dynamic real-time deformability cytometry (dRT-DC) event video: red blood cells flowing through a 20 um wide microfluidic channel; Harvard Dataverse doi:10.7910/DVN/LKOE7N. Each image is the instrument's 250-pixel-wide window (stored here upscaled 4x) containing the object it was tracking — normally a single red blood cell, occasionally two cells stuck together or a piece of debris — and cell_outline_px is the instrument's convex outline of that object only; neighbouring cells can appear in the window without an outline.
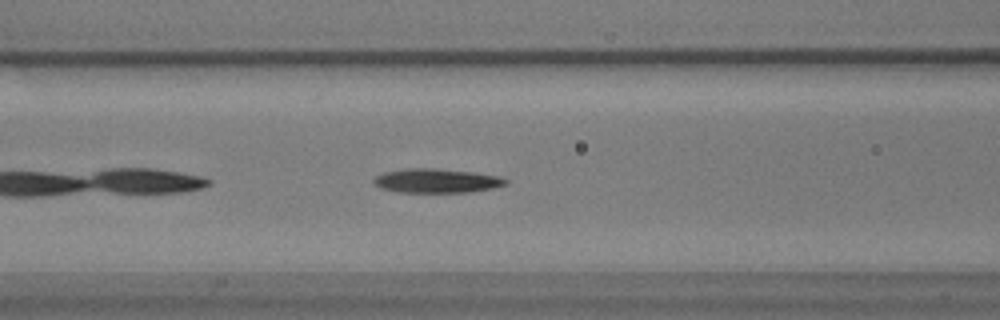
{"species": "common noctule bat (a hibernating species)", "species_latin": "Nyctalus noctula", "temperature_condition": "warm", "stored_images_in_passage": 40, "camera_frame_rate_fps": 3000, "um_per_image_px": 0.085, "animal": {"sex": "male", "body_mass_g": 17.9}, "frame": {"image": 1, "passage_image": 7, "time_ms": 2.0, "image_size_px": [1000, 320], "cell_outline_px": [[508, 184], [492, 188], [468, 192], [400, 192], [380, 188], [372, 180], [376, 176], [384, 172], [404, 168], [436, 168], [472, 172], [504, 176], [508, 180]], "centroid_in_image_um": [37.14, 15.35], "position_along_channel_um": 129.5, "area_um2": 18.67}}
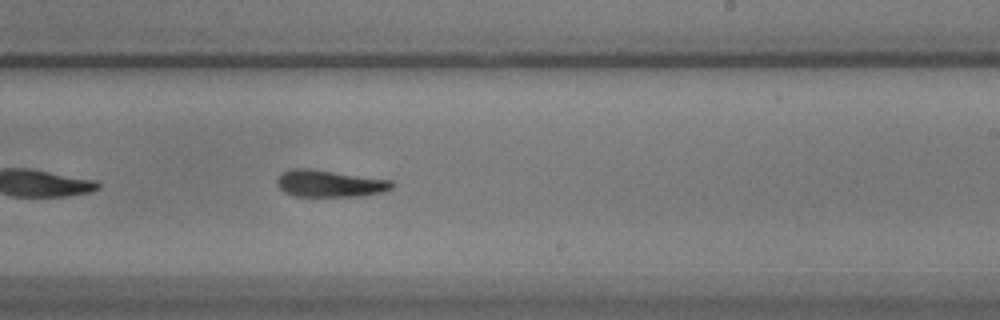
{"frame": {"image": 2, "passage_image": 18, "time_ms": 5.667, "image_size_px": [1000, 320], "cell_outline_px": [[392, 188], [380, 192], [360, 196], [292, 196], [284, 192], [276, 184], [276, 180], [284, 172], [292, 168], [312, 168], [392, 180]], "centroid_in_image_um": [27.98, 15.59], "position_along_channel_um": 261.0, "area_um2": 18.03}}
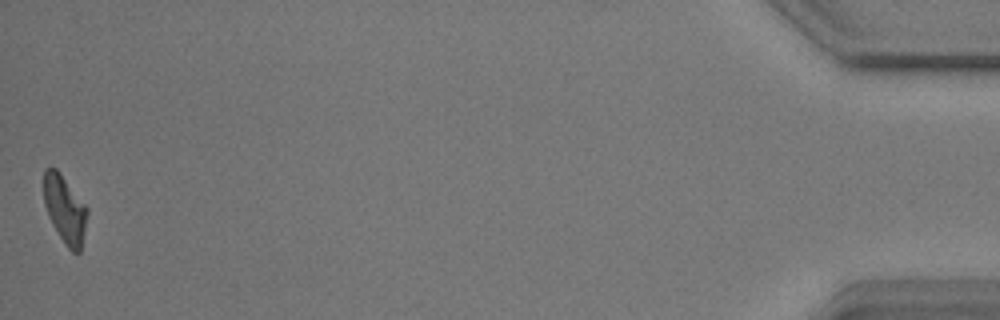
{"frame": {"image": 3, "passage_image": 40, "time_ms": 13.0, "image_size_px": [1000, 320], "cell_outline_px": [[88, 212], [80, 252], [72, 252], [64, 244], [52, 224], [48, 216], [44, 204], [44, 168], [56, 168], [88, 208]], "centroid_in_image_um": [5.5, 17.8], "position_along_channel_um": 429.7, "area_um2": 16.99}, "authors_computed_cell_mechanics": {"area_um2": 18.5538, "velocity_mm_per_s": 3.5957, "shape_relaxation_time_tau1_ms": 5.3047, "shape_relaxation_time_tau2_ms": 7.0131, "deformation_change_tau1": 0.1616, "deformation_change_tau2": 0.1813}}